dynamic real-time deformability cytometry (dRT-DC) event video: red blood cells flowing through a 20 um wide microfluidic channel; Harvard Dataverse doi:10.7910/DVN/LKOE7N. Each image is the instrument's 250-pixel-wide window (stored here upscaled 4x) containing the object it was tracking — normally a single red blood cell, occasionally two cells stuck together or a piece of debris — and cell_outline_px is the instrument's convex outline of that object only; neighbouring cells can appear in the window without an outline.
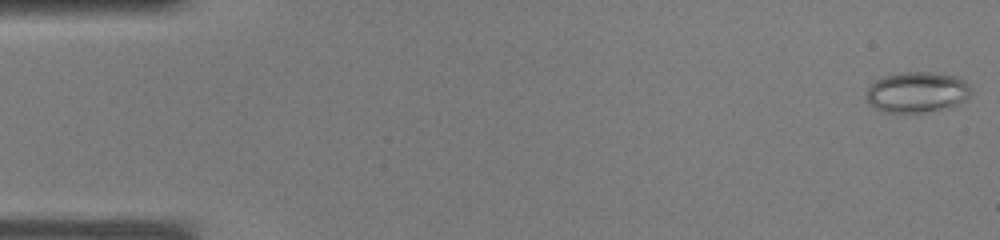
{"species": "common noctule bat (a hibernating species)", "species_latin": "Nyctalus noctula", "temperature_condition": "warm", "stored_images_in_passage": 37, "camera_frame_rate_fps": 3000, "um_per_image_px": 0.085, "animal": {"sex": "male", "body_mass_g": 19.0, "forearm_length_mm": 50.8}, "frame": {"image": 1, "passage_image": 1, "time_ms": 0.0, "image_size_px": [1000, 240], "cell_outline_px": [[972, 92], [964, 100], [948, 108], [924, 112], [884, 112], [876, 108], [868, 100], [868, 88], [876, 80], [884, 76], [904, 72], [932, 72], [956, 76], [964, 80], [968, 84]], "centroid_in_image_um": [77.98, 7.83], "position_along_channel_um": 7.0, "area_um2": 24.51}}
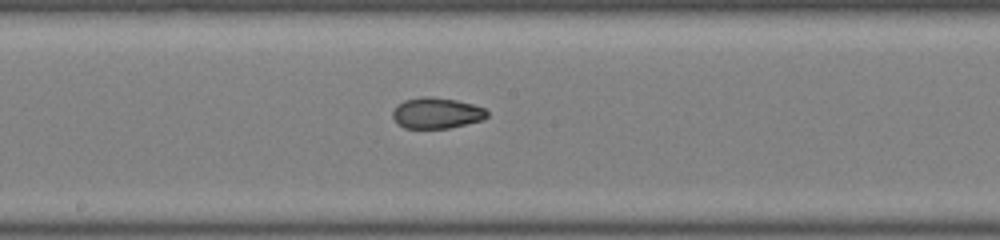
{"frame": {"image": 2, "passage_image": 20, "time_ms": 6.333, "image_size_px": [1000, 240], "cell_outline_px": [[488, 116], [484, 120], [448, 128], [404, 128], [396, 124], [392, 116], [392, 112], [396, 104], [404, 100], [424, 96], [432, 96], [456, 100], [472, 104], [484, 108], [488, 112]], "centroid_in_image_um": [37.08, 9.61], "position_along_channel_um": 211.1, "area_um2": 17.22}}
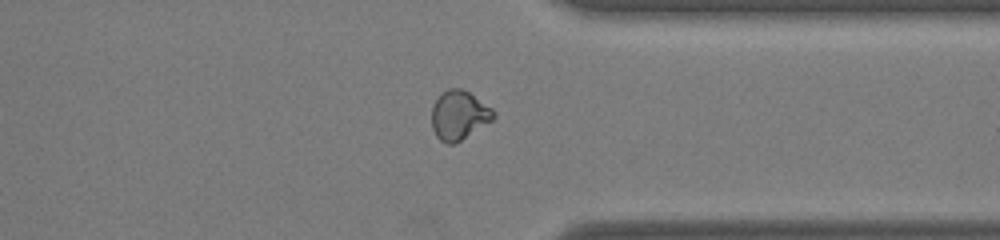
{"frame": {"image": 3, "passage_image": 29, "time_ms": 9.333, "image_size_px": [1000, 240], "cell_outline_px": [[496, 116], [492, 120], [460, 140], [452, 144], [448, 144], [440, 140], [436, 136], [432, 128], [432, 108], [436, 100], [448, 88], [460, 88], [468, 92], [492, 108], [496, 112]], "centroid_in_image_um": [39.01, 9.79], "position_along_channel_um": 372.4, "area_um2": 17.34}}